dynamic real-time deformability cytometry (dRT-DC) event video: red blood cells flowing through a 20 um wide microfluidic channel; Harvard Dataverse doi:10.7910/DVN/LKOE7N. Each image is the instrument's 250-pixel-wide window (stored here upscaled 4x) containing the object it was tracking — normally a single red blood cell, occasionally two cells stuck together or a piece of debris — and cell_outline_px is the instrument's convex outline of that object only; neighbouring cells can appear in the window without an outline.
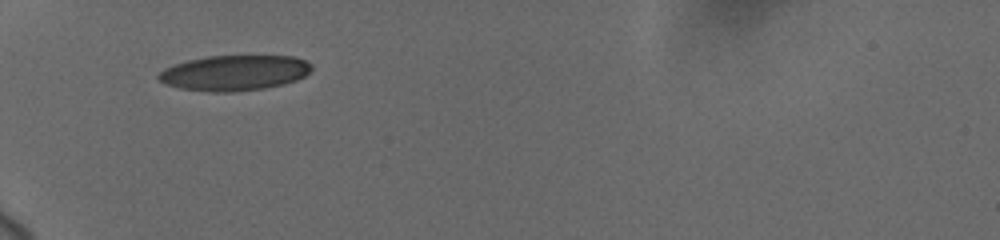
{"species": "human", "species_latin": "Homo sapiens", "temperature_condition": "cold", "stored_images_in_passage": 66, "camera_frame_rate_fps": 3000, "um_per_image_px": 0.085, "donor": {"sex": "female"}, "frame": {"image": 1, "passage_image": 1, "time_ms": 0.0, "image_size_px": [1000, 240], "cell_outline_px": [[312, 68], [304, 76], [296, 80], [284, 84], [264, 88], [232, 92], [208, 92], [180, 88], [168, 84], [160, 80], [156, 76], [164, 68], [188, 60], [208, 56], [292, 56], [304, 60], [312, 64]], "centroid_in_image_um": [19.93, 6.19], "position_along_channel_um": 65.1, "area_um2": 31.39}}
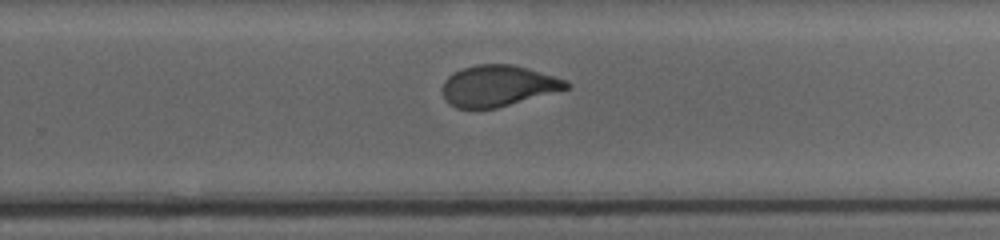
{"frame": {"image": 2, "passage_image": 37, "time_ms": 6.333, "image_size_px": [1000, 240], "cell_outline_px": [[572, 84], [568, 88], [496, 108], [456, 108], [448, 104], [444, 96], [444, 80], [448, 76], [464, 68], [476, 64], [512, 64], [528, 68], [568, 80]], "centroid_in_image_um": [42.35, 7.29], "position_along_channel_um": 287.5, "area_um2": 29.36}}
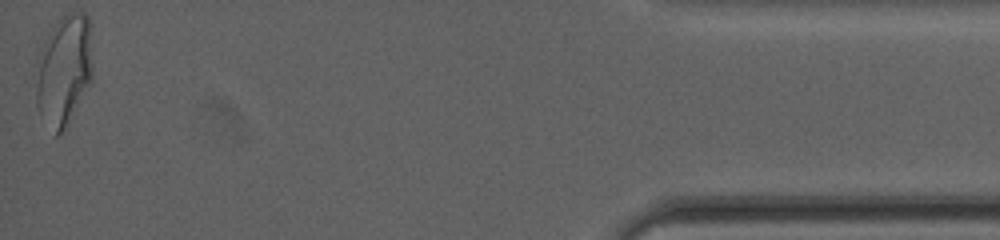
{"frame": {"image": 3, "passage_image": 66, "time_ms": 12.0, "image_size_px": [1000, 240], "cell_outline_px": [[92, 80], [64, 128], [56, 136], [40, 112], [36, 104], [36, 60], [44, 40], [52, 28], [68, 12], [84, 12], [88, 16], [92, 24]], "centroid_in_image_um": [5.46, 5.88], "position_along_channel_um": 429.7, "area_um2": 36.59}, "authors_computed_cell_mechanics": {"area_um2": 31.0097, "velocity_mm_per_s": 3.6943, "shape_relaxation_time_tau1_ms": 4.245, "shape_relaxation_time_tau2_ms": 1.1523, "deformation_change_tau1": 0.1741, "deformation_change_tau2": 0.0745}}